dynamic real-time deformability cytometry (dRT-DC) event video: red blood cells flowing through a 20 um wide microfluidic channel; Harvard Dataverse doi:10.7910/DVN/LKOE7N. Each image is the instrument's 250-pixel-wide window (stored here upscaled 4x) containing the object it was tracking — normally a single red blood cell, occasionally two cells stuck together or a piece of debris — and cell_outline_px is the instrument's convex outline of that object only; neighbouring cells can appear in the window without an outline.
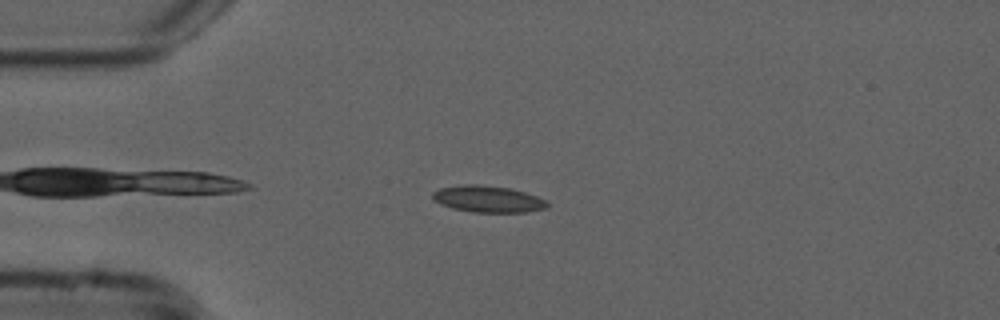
{"species": "common noctule bat (a hibernating species)", "species_latin": "Nyctalus noctula", "temperature_condition": "cold", "stored_images_in_passage": 42, "camera_frame_rate_fps": 3000, "um_per_image_px": 0.085, "animal": {"sex": "male", "forearm_length_mm": 52.5}, "frame": {"image": 1, "passage_image": 6, "time_ms": 1.667, "image_size_px": [1000, 320], "cell_outline_px": [[548, 208], [524, 212], [472, 212], [452, 208], [440, 204], [432, 200], [432, 192], [440, 188], [464, 184], [480, 184], [508, 188], [524, 192], [536, 196], [544, 200], [548, 204]], "centroid_in_image_um": [41.42, 16.92], "position_along_channel_um": 43.6, "area_um2": 17.74}}
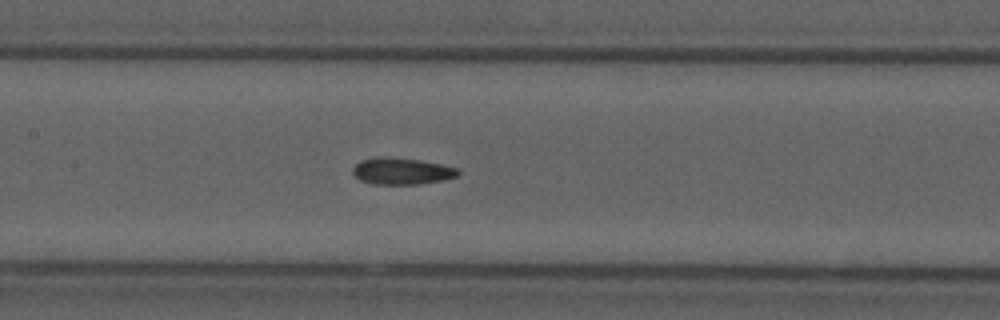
{"frame": {"image": 2, "passage_image": 18, "time_ms": 5.667, "image_size_px": [1000, 320], "cell_outline_px": [[460, 176], [444, 180], [416, 184], [372, 184], [360, 180], [352, 172], [352, 168], [360, 160], [420, 160], [460, 168]], "centroid_in_image_um": [34.25, 14.6], "position_along_channel_um": 173.2, "area_um2": 15.61}}
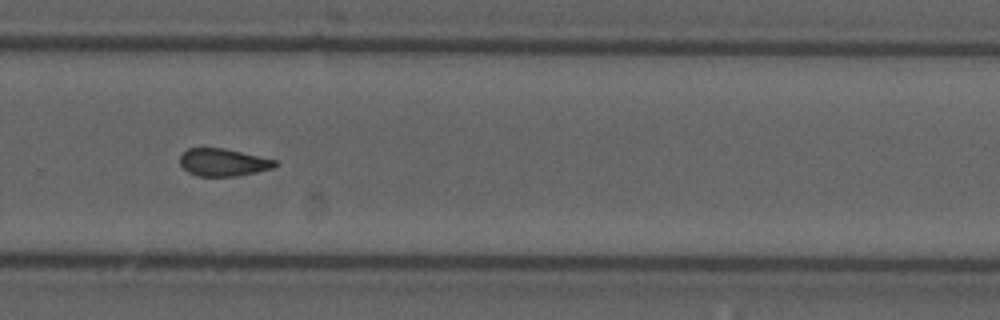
{"frame": {"image": 3, "passage_image": 29, "time_ms": 9.333, "image_size_px": [1000, 320], "cell_outline_px": [[280, 164], [272, 168], [256, 172], [232, 176], [200, 176], [188, 172], [180, 164], [180, 156], [188, 148], [224, 148], [276, 160]], "centroid_in_image_um": [18.97, 13.79], "position_along_channel_um": 310.8, "area_um2": 15.09}, "authors_computed_cell_mechanics": {"area_um2": 16.3863, "velocity_mm_per_s": 3.7704, "shape_relaxation_time_tau1_ms": null, "shape_relaxation_time_tau2_ms": 3.4159, "deformation_change_tau1": null, "deformation_change_tau2": 0.1019}}